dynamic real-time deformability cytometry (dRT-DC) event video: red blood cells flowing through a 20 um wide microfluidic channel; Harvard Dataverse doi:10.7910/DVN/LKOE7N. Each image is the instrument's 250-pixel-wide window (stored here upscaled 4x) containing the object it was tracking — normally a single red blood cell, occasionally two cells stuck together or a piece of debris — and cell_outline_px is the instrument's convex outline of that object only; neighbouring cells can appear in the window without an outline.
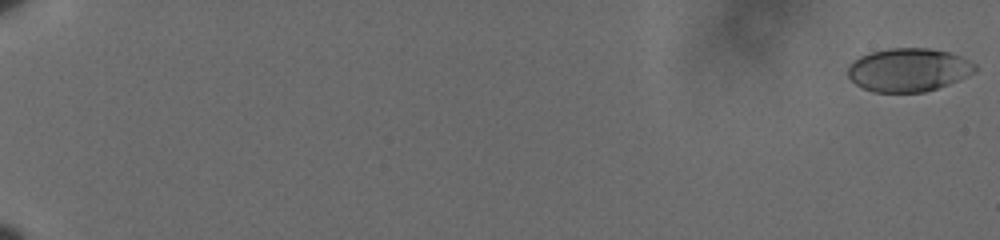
{"species": "human", "species_latin": "Homo sapiens", "temperature_condition": "cold", "stored_images_in_passage": 61, "camera_frame_rate_fps": 3000, "um_per_image_px": 0.085, "donor": {"sex": "male"}, "frame": {"image": 1, "passage_image": 1, "time_ms": 0.0, "image_size_px": [1000, 240], "cell_outline_px": [[976, 72], [948, 84], [924, 92], [872, 92], [856, 84], [848, 76], [848, 64], [860, 56], [868, 52], [888, 48], [928, 48], [948, 52], [960, 56], [976, 64]], "centroid_in_image_um": [77.2, 5.93], "position_along_channel_um": 7.8, "area_um2": 32.14}}
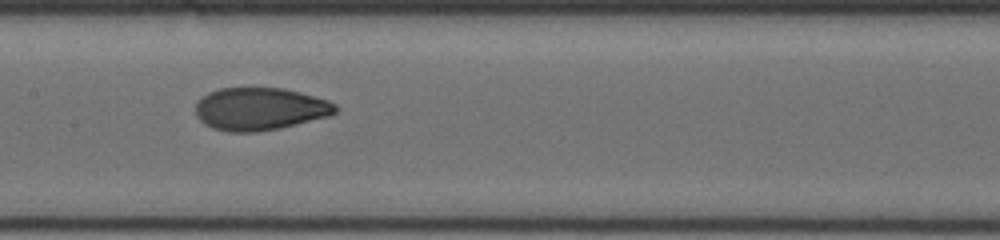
{"frame": {"image": 2, "passage_image": 35, "time_ms": 11.333, "image_size_px": [1000, 240], "cell_outline_px": [[340, 108], [336, 112], [328, 116], [280, 128], [256, 132], [228, 132], [212, 128], [204, 124], [196, 116], [196, 104], [208, 92], [220, 88], [284, 88], [300, 92], [328, 100], [336, 104]], "centroid_in_image_um": [22.1, 9.26], "position_along_channel_um": 185.3, "area_um2": 34.8}}
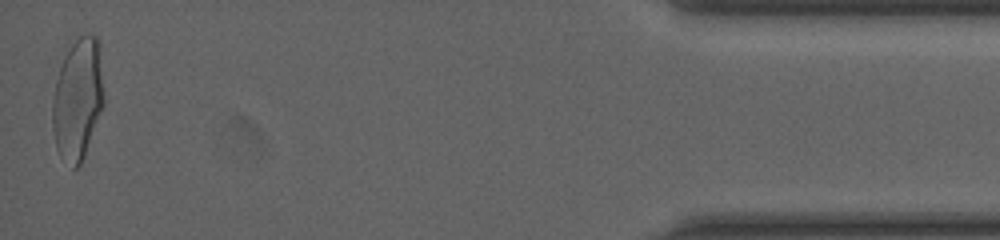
{"frame": {"image": 3, "passage_image": 61, "time_ms": 20.0, "image_size_px": [1000, 240], "cell_outline_px": [[104, 104], [84, 156], [80, 164], [76, 168], [72, 168], [60, 156], [56, 148], [52, 128], [52, 100], [56, 80], [68, 40], [80, 36], [96, 36], [100, 40], [104, 96]], "centroid_in_image_um": [6.6, 8.35], "position_along_channel_um": 428.6, "area_um2": 37.17}, "authors_computed_cell_mechanics": {"area_um2": 34.2176, "velocity_mm_per_s": 3.6076, "shape_relaxation_time_tau1_ms": 4.6375, "shape_relaxation_time_tau2_ms": 1.1344, "deformation_change_tau1": 0.1794, "deformation_change_tau2": 0.0597}}